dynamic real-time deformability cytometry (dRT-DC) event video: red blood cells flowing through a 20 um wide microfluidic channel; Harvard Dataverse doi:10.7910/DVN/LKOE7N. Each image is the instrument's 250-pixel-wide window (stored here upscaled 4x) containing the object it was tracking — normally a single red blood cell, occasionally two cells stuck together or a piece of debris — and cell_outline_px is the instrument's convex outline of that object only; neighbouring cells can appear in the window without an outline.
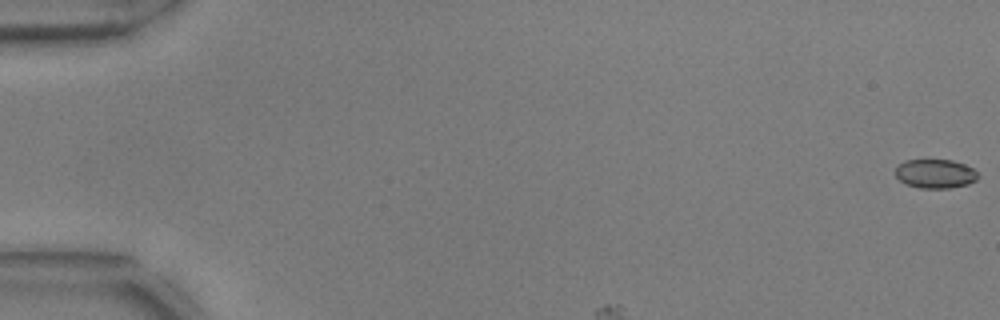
{"species": "common noctule bat (a hibernating species)", "species_latin": "Nyctalus noctula", "temperature_condition": "warm", "stored_images_in_passage": 34, "camera_frame_rate_fps": 3000, "um_per_image_px": 0.085, "animal": {"sex": "male", "body_mass_g": 17.9, "forearm_length_mm": 54.2}, "frame": {"image": 1, "passage_image": 1, "time_ms": 0.0, "image_size_px": [1000, 320], "cell_outline_px": [[976, 180], [968, 184], [948, 188], [920, 188], [904, 184], [896, 176], [896, 168], [904, 160], [952, 160], [964, 164], [972, 168], [976, 172]], "centroid_in_image_um": [79.47, 14.77], "position_along_channel_um": 5.5, "area_um2": 13.81}}
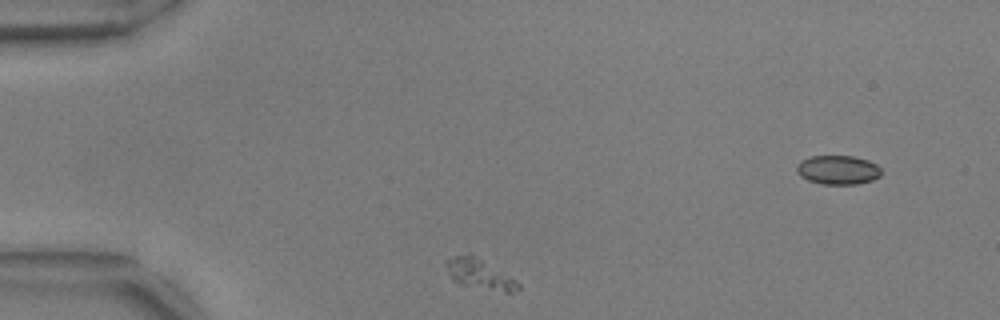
{"frame": {"image": 2, "passage_image": 5, "time_ms": 1.333, "image_size_px": [1000, 320], "cell_outline_px": [[520, 292], [504, 292], [460, 284], [452, 280], [444, 264], [448, 260], [456, 256], [468, 252], [472, 252], [516, 280], [520, 284]], "centroid_in_image_um": [40.78, 23.28], "position_along_channel_um": 44.2, "area_um2": 12.83}}
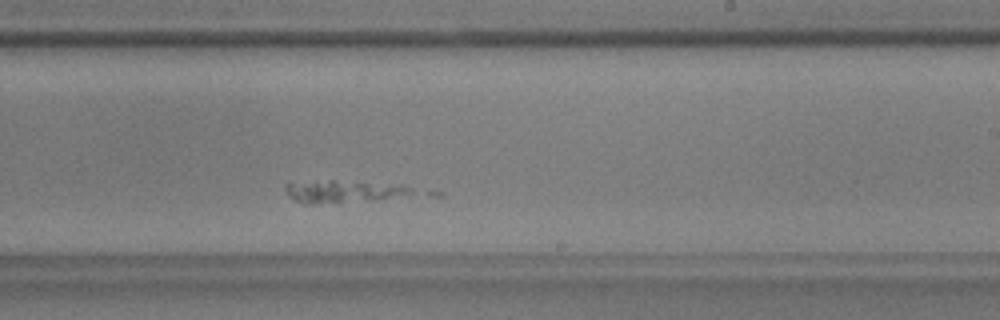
{"frame": {"image": 3, "passage_image": 26, "time_ms": 8.333, "image_size_px": [1000, 320], "cell_outline_px": [[412, 192], [388, 196], [308, 204], [304, 204], [288, 196], [284, 184], [288, 180], [332, 180], [412, 188]], "centroid_in_image_um": [28.7, 16.22], "position_along_channel_um": 260.3, "area_um2": 14.91}}